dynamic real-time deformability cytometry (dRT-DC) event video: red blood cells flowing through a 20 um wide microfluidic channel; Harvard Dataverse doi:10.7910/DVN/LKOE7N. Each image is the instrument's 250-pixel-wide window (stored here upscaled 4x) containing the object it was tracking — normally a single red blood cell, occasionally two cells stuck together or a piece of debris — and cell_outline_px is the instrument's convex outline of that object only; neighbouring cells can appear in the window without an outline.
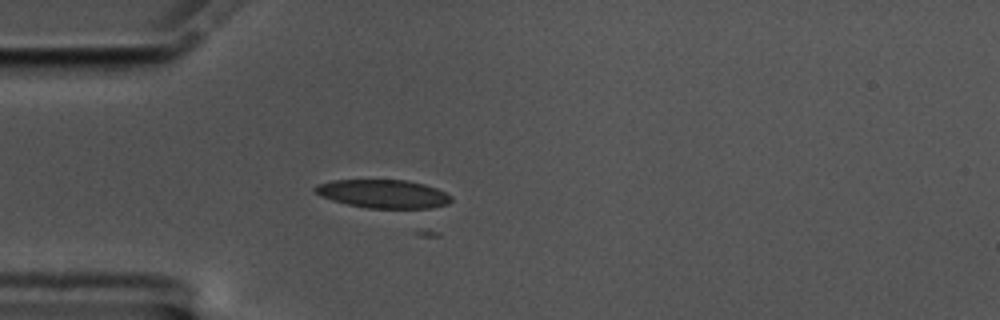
{"species": "common noctule bat (a hibernating species)", "species_latin": "Nyctalus noctula", "temperature_condition": "cold", "stored_images_in_passage": 16, "camera_frame_rate_fps": 3000, "um_per_image_px": 0.085, "animal": {"sex": "male", "body_mass_g": 17.5, "forearm_length_mm": 52.3}, "frame": {"image": 1, "passage_image": 4, "time_ms": 1.0, "image_size_px": [1000, 320], "cell_outline_px": [[452, 200], [448, 204], [432, 208], [368, 208], [348, 204], [332, 200], [320, 196], [312, 188], [316, 184], [332, 180], [408, 180], [424, 184], [436, 188], [452, 196]], "centroid_in_image_um": [32.57, 16.47], "position_along_channel_um": 52.4, "area_um2": 22.6}}